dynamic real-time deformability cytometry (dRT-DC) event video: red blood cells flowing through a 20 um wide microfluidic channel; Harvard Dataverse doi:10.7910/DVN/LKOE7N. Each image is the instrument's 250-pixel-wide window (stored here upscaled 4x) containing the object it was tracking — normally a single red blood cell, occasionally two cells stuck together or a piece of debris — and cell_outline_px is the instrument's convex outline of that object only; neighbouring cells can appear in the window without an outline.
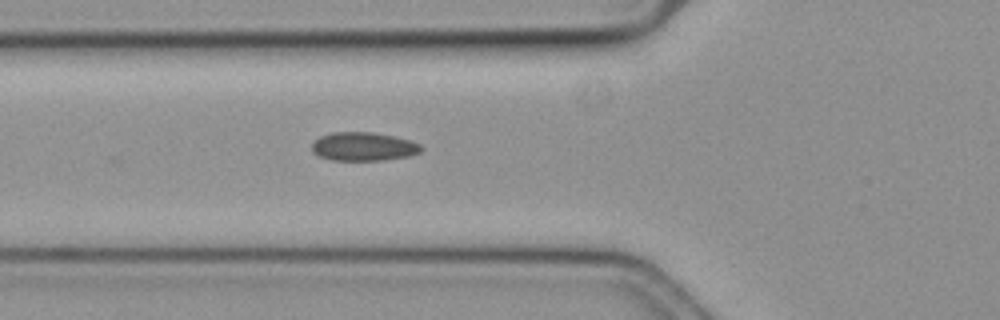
{"species": "common noctule bat (a hibernating species)", "species_latin": "Nyctalus noctula", "temperature_condition": "cold", "stored_images_in_passage": 42, "camera_frame_rate_fps": 3000, "um_per_image_px": 0.085, "animal": {"sex": "female", "body_mass_g": 19.3, "forearm_length_mm": 54.1}, "frame": {"image": 1, "passage_image": 11, "time_ms": 3.333, "image_size_px": [1000, 320], "cell_outline_px": [[424, 148], [420, 152], [408, 156], [384, 160], [332, 160], [320, 156], [312, 152], [312, 144], [320, 136], [332, 132], [372, 132], [392, 136], [408, 140], [420, 144]], "centroid_in_image_um": [30.89, 12.46], "position_along_channel_um": 94.9, "area_um2": 18.09}}
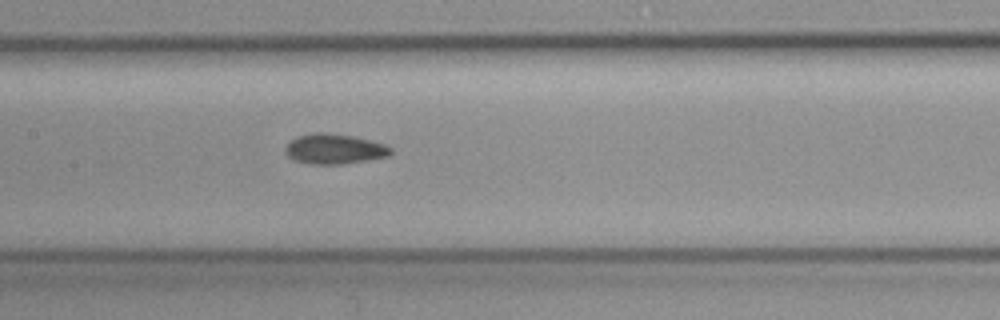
{"frame": {"image": 2, "passage_image": 18, "time_ms": 5.667, "image_size_px": [1000, 320], "cell_outline_px": [[392, 152], [388, 156], [340, 164], [312, 164], [292, 160], [284, 152], [284, 148], [296, 136], [312, 132], [324, 132], [352, 136], [372, 140], [384, 144], [392, 148]], "centroid_in_image_um": [28.38, 12.65], "position_along_channel_um": 179.0, "area_um2": 18.5}}
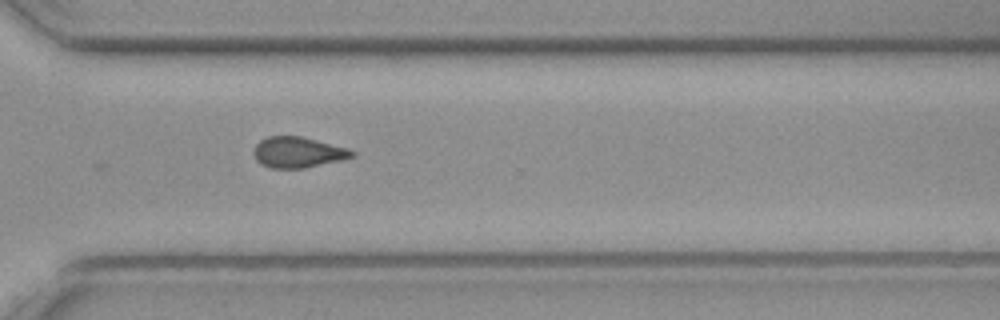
{"frame": {"image": 3, "passage_image": 32, "time_ms": 10.333, "image_size_px": [1000, 320], "cell_outline_px": [[356, 156], [344, 160], [304, 168], [268, 168], [260, 164], [256, 160], [252, 152], [256, 144], [260, 140], [268, 136], [300, 136], [348, 148], [356, 152]], "centroid_in_image_um": [25.33, 12.95], "position_along_channel_um": 345.3, "area_um2": 17.86}}